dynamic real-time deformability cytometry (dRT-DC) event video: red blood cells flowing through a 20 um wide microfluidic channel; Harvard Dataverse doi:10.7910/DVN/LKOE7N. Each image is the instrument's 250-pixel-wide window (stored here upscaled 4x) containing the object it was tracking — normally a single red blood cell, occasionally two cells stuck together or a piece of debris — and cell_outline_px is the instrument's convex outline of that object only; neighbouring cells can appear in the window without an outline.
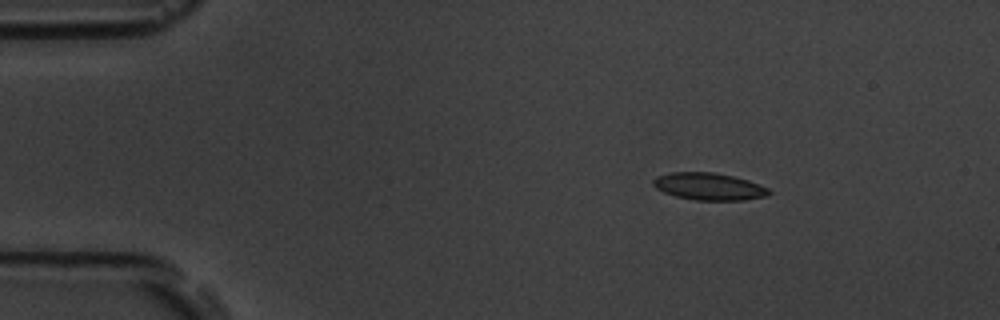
{"species": "common noctule bat (a hibernating species)", "species_latin": "Nyctalus noctula", "temperature_condition": "room temperature", "stored_images_in_passage": 47, "camera_frame_rate_fps": 3000, "um_per_image_px": 0.085, "animal": {"sex": "male", "body_mass_g": 19.5, "forearm_length_mm": 54.6}, "frame": {"image": 1, "passage_image": 1, "time_ms": 0.0, "image_size_px": [1000, 320], "cell_outline_px": [[772, 192], [768, 196], [744, 200], [696, 200], [676, 196], [664, 192], [656, 188], [652, 184], [652, 180], [656, 176], [672, 172], [716, 172], [748, 180], [768, 188]], "centroid_in_image_um": [60.26, 15.85], "position_along_channel_um": 24.7, "area_um2": 18.38}}
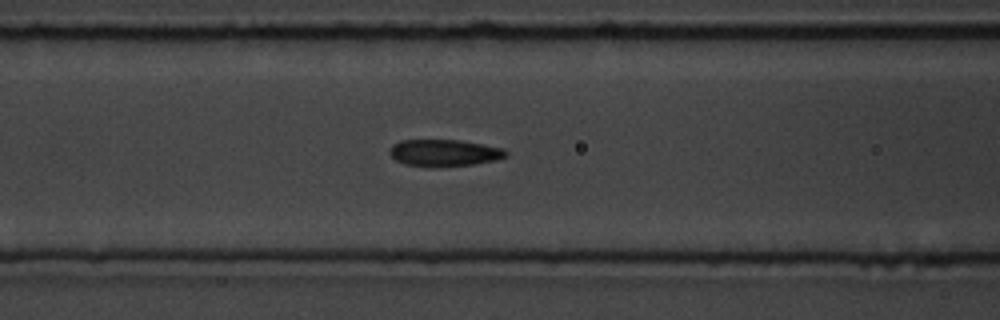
{"frame": {"image": 2, "passage_image": 15, "time_ms": 4.667, "image_size_px": [1000, 320], "cell_outline_px": [[508, 156], [496, 160], [472, 164], [428, 168], [404, 164], [396, 160], [388, 152], [392, 144], [400, 140], [460, 140], [504, 148], [508, 152]], "centroid_in_image_um": [37.74, 13.0], "position_along_channel_um": 128.9, "area_um2": 18.44}}
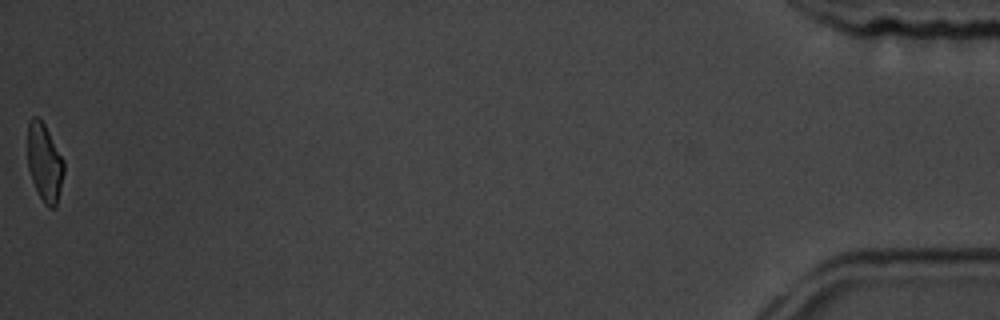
{"frame": {"image": 3, "passage_image": 47, "time_ms": 15.333, "image_size_px": [1000, 320], "cell_outline_px": [[64, 172], [56, 204], [52, 208], [48, 208], [44, 204], [32, 180], [28, 168], [28, 120], [32, 116], [36, 116], [44, 124], [64, 160]], "centroid_in_image_um": [3.78, 13.8], "position_along_channel_um": 431.4, "area_um2": 16.24}, "authors_computed_cell_mechanics": {"area_um2": 18.3804, "velocity_mm_per_s": 3.7811, "shape_relaxation_time_tau1_ms": 3.7707, "shape_relaxation_time_tau2_ms": 2.0412, "deformation_change_tau1": 0.1418, "deformation_change_tau2": 0.049}}